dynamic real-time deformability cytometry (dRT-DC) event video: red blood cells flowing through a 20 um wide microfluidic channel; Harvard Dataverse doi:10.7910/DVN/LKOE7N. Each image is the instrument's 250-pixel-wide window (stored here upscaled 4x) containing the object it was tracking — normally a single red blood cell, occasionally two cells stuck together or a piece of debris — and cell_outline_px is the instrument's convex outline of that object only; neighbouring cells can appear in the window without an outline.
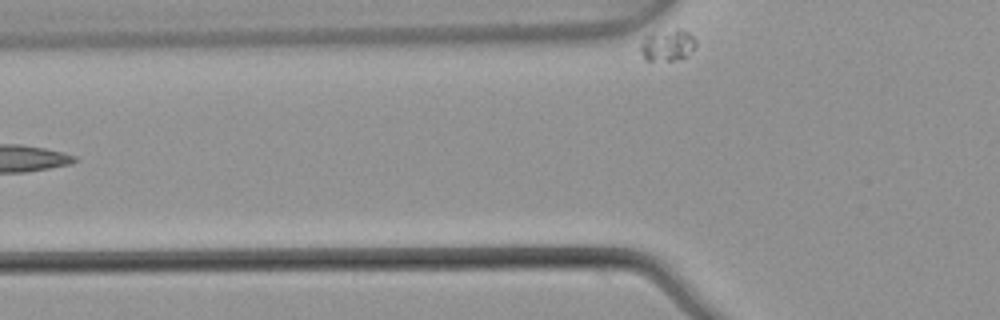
{"species": "common noctule bat (a hibernating species)", "species_latin": "Nyctalus noctula", "temperature_condition": "warm", "stored_images_in_passage": 4, "camera_frame_rate_fps": 3000, "um_per_image_px": 0.085, "animal": {"sex": "male", "body_mass_g": 21.5, "forearm_length_mm": 52.0}, "frame": {"image": 1, "passage_image": 4, "time_ms": 1.0, "image_size_px": [1000, 320], "cell_outline_px": [[696, 44], [688, 56], [672, 60], [644, 60], [640, 52], [640, 48], [644, 36], [676, 28], [680, 28], [688, 32], [696, 40]], "centroid_in_image_um": [56.74, 3.84], "position_along_channel_um": 69.1, "area_um2": 10.12}}